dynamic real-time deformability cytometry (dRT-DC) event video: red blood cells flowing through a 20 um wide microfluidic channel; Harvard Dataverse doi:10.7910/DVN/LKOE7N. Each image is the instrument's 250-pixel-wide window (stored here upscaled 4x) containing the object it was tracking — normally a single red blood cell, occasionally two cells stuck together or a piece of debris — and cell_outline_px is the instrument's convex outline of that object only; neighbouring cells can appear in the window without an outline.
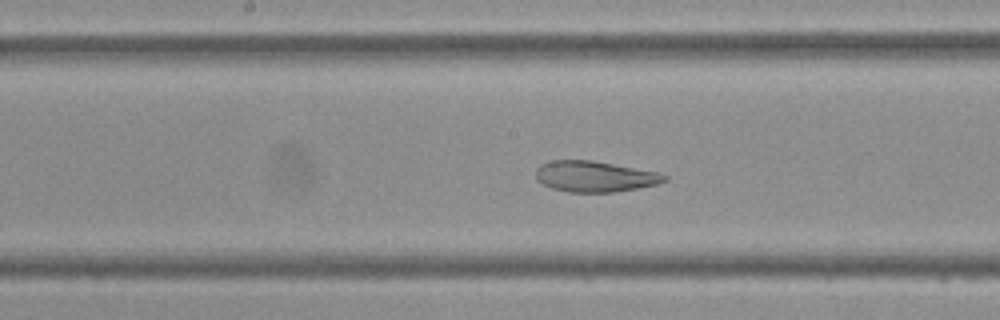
{"species": "Egyptian fruit bat (a non-hibernating species)", "species_latin": "Rousettus aegyptiacus", "temperature_condition": "cold", "stored_images_in_passage": 30, "camera_frame_rate_fps": 3000, "um_per_image_px": 0.085, "frame": {"image": 1, "passage_image": 18, "time_ms": 5.667, "image_size_px": [1000, 320], "cell_outline_px": [[668, 180], [656, 184], [636, 188], [612, 192], [568, 192], [552, 188], [536, 180], [536, 168], [540, 164], [552, 160], [592, 160], [660, 172], [668, 176]], "centroid_in_image_um": [50.55, 14.99], "position_along_channel_um": 197.6, "area_um2": 23.18}}
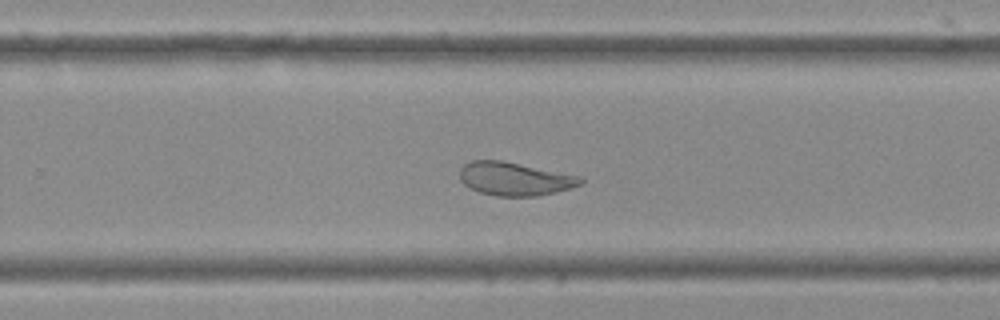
{"frame": {"image": 2, "passage_image": 24, "time_ms": 7.667, "image_size_px": [1000, 320], "cell_outline_px": [[584, 184], [572, 188], [556, 192], [536, 196], [496, 196], [480, 192], [464, 184], [460, 180], [460, 168], [464, 164], [472, 160], [500, 160], [580, 176], [584, 180]], "centroid_in_image_um": [43.77, 15.2], "position_along_channel_um": 286.0, "area_um2": 23.41}}
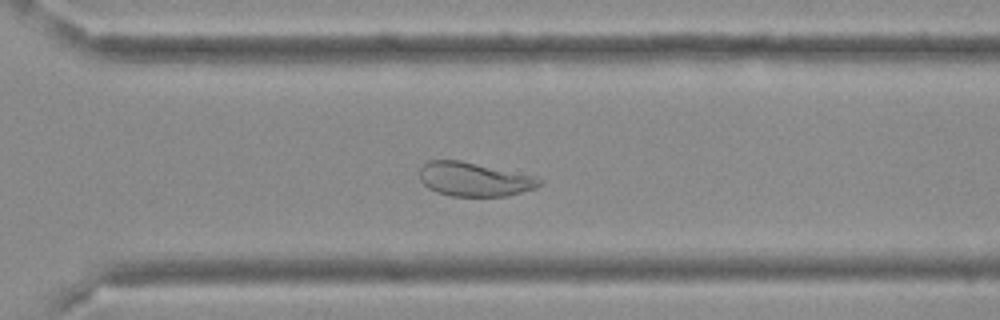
{"frame": {"image": 3, "passage_image": 27, "time_ms": 8.667, "image_size_px": [1000, 320], "cell_outline_px": [[544, 180], [536, 188], [508, 196], [452, 196], [436, 192], [428, 188], [420, 180], [420, 168], [428, 160], [460, 160], [536, 176]], "centroid_in_image_um": [40.32, 15.24], "position_along_channel_um": 330.3, "area_um2": 23.81}}